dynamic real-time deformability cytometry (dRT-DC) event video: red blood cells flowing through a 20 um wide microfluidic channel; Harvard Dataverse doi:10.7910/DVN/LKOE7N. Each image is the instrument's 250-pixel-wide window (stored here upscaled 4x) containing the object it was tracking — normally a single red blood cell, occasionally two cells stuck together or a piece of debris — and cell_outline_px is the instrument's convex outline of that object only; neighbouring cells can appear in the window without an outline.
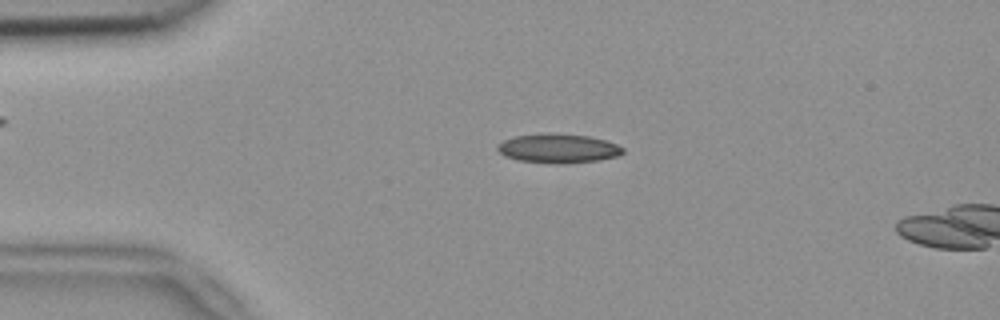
{"species": "common noctule bat (a hibernating species)", "species_latin": "Nyctalus noctula", "temperature_condition": "room temperature", "stored_images_in_passage": 15, "camera_frame_rate_fps": 3000, "um_per_image_px": 0.085, "animal": {"sex": "female", "body_mass_g": 18.4}, "frame": {"image": 1, "passage_image": 11, "time_ms": 3.333, "image_size_px": [1000, 320], "cell_outline_px": [[624, 152], [616, 156], [600, 160], [516, 160], [504, 156], [496, 148], [496, 144], [504, 140], [516, 136], [548, 132], [588, 136], [604, 140], [616, 144], [624, 148]], "centroid_in_image_um": [47.41, 12.54], "position_along_channel_um": 37.6, "area_um2": 20.17}}